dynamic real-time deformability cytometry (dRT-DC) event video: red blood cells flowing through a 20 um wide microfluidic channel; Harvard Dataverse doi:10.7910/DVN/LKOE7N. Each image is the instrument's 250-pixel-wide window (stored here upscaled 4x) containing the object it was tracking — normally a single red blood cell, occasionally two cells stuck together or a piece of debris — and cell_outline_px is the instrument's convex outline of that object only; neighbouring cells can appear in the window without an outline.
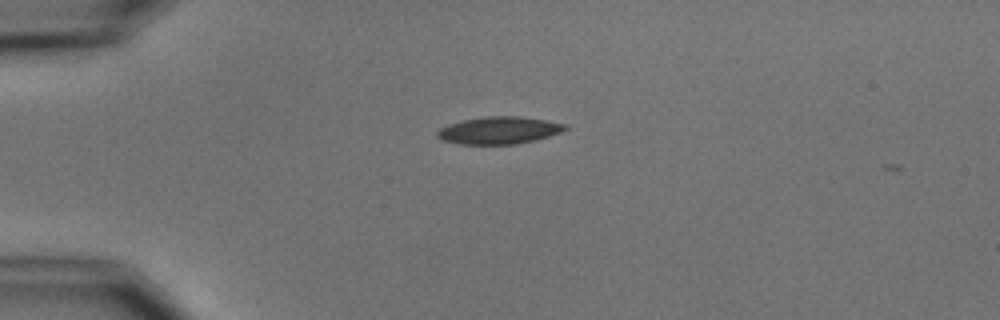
{"species": "common noctule bat (a hibernating species)", "species_latin": "Nyctalus noctula", "temperature_condition": "cold", "stored_images_in_passage": 2, "camera_frame_rate_fps": 3000, "um_per_image_px": 0.085, "animal": {"sex": "male", "body_mass_g": 15.6}, "frame": {"image": 1, "passage_image": 1, "time_ms": 0.0, "image_size_px": [1000, 320], "cell_outline_px": [[568, 128], [560, 132], [536, 140], [516, 144], [460, 144], [444, 140], [436, 136], [436, 132], [440, 128], [448, 124], [464, 120], [484, 116], [520, 116], [548, 120], [568, 124]], "centroid_in_image_um": [42.44, 11.07], "position_along_channel_um": 42.6, "area_um2": 20.4}}